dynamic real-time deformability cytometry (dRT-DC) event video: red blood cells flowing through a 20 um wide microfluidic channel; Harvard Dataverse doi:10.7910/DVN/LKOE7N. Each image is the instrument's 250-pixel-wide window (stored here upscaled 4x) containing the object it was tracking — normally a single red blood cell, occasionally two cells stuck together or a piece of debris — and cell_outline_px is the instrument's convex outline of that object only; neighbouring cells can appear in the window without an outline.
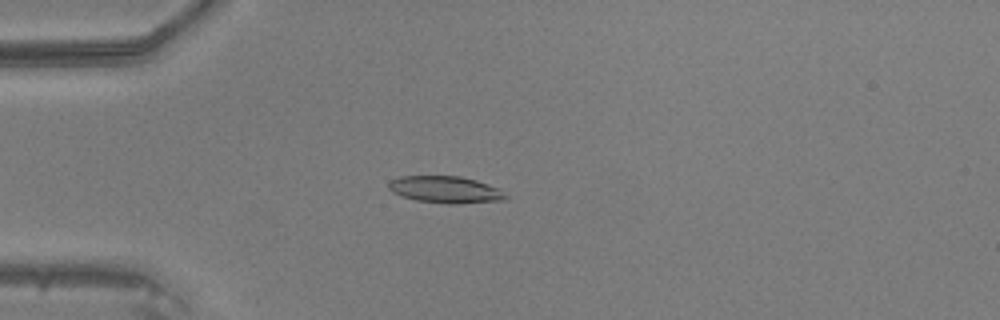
{"species": "common noctule bat (a hibernating species)", "species_latin": "Nyctalus noctula", "temperature_condition": "warm", "stored_images_in_passage": 36, "camera_frame_rate_fps": 3000, "um_per_image_px": 0.085, "animal": {"sex": "male", "body_mass_g": 20.5, "forearm_length_mm": 52.5}, "frame": {"image": 1, "passage_image": 2, "time_ms": 0.333, "image_size_px": [1000, 320], "cell_outline_px": [[508, 196], [504, 200], [456, 204], [448, 204], [416, 200], [400, 196], [392, 192], [388, 188], [388, 184], [392, 180], [400, 176], [460, 176], [476, 180], [500, 188]], "centroid_in_image_um": [37.87, 16.12], "position_along_channel_um": 47.1, "area_um2": 18.44}}
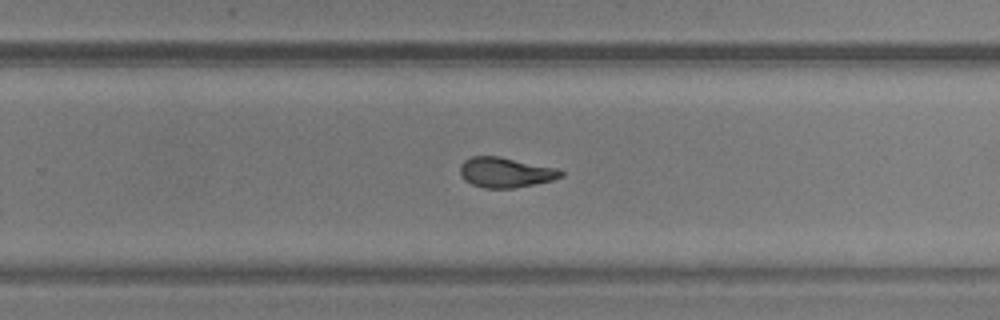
{"frame": {"image": 2, "passage_image": 20, "time_ms": 6.333, "image_size_px": [1000, 320], "cell_outline_px": [[564, 176], [552, 180], [512, 188], [484, 188], [472, 184], [464, 180], [460, 172], [460, 164], [464, 160], [472, 156], [500, 156], [556, 168], [564, 172]], "centroid_in_image_um": [42.95, 14.64], "position_along_channel_um": 286.9, "area_um2": 17.63}}
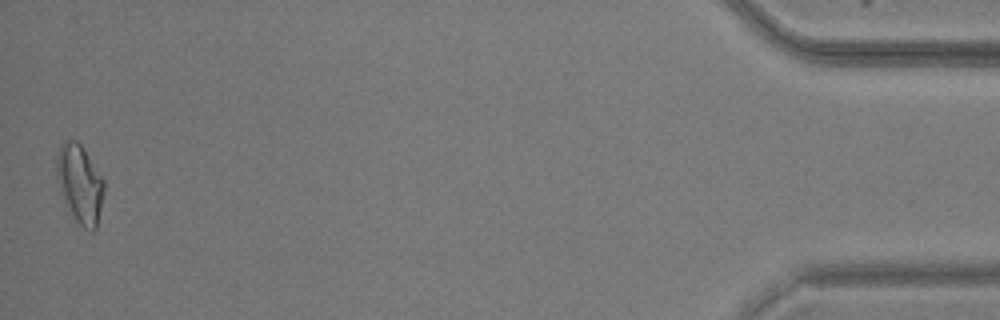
{"frame": {"image": 3, "passage_image": 36, "time_ms": 11.667, "image_size_px": [1000, 320], "cell_outline_px": [[104, 192], [96, 228], [92, 232], [84, 228], [68, 212], [60, 192], [56, 176], [56, 156], [60, 144], [64, 140], [76, 140], [80, 144], [104, 180]], "centroid_in_image_um": [6.75, 15.63], "position_along_channel_um": 428.4, "area_um2": 21.73}}